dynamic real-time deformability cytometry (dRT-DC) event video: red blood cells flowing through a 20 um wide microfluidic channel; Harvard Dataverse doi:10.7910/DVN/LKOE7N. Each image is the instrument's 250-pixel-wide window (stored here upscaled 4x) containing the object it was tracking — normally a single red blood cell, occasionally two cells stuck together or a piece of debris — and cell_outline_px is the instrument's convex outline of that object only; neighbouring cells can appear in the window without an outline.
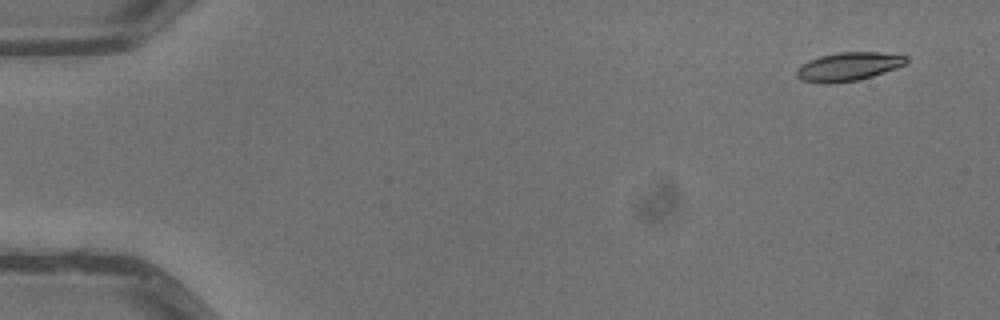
{"species": "common noctule bat (a hibernating species)", "species_latin": "Nyctalus noctula", "temperature_condition": "warm", "stored_images_in_passage": 4, "camera_frame_rate_fps": 3000, "um_per_image_px": 0.085, "animal": {"sex": "male", "body_mass_g": 13.3}, "frame": {"image": 1, "passage_image": 1, "time_ms": 0.0, "image_size_px": [1000, 320], "cell_outline_px": [[908, 60], [904, 64], [896, 68], [872, 76], [856, 80], [828, 84], [820, 84], [800, 80], [796, 76], [796, 68], [808, 60], [820, 56], [840, 52], [880, 52], [908, 56]], "centroid_in_image_um": [72.06, 5.66], "position_along_channel_um": 12.9, "area_um2": 18.32}}
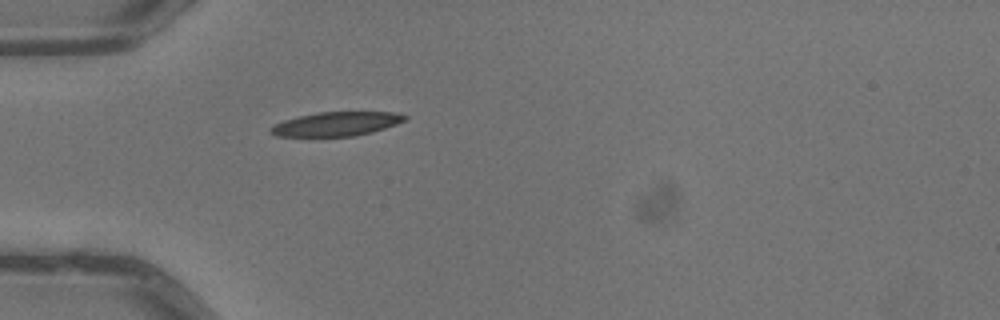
{"frame": {"image": 2, "passage_image": 4, "time_ms": 1.0, "image_size_px": [1000, 320], "cell_outline_px": [[408, 120], [372, 132], [356, 136], [276, 136], [268, 132], [268, 128], [284, 120], [316, 112], [392, 112], [408, 116]], "centroid_in_image_um": [28.59, 10.53], "position_along_channel_um": 56.4, "area_um2": 18.79}}